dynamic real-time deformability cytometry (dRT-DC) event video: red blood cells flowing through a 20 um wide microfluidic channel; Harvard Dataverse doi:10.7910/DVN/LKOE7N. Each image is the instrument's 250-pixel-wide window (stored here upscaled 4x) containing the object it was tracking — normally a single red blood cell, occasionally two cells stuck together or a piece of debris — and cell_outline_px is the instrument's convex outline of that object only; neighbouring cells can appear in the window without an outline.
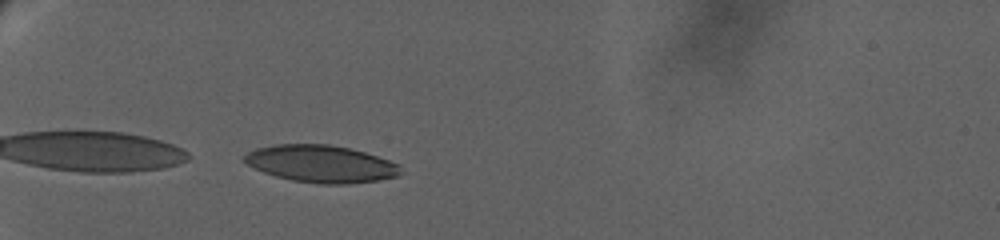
{"species": "human", "species_latin": "Homo sapiens", "temperature_condition": "warm", "stored_images_in_passage": 39, "camera_frame_rate_fps": 3000, "um_per_image_px": 0.085, "donor": {"sex": "female"}, "frame": {"image": 1, "passage_image": 1, "time_ms": 0.0, "image_size_px": [1000, 240], "cell_outline_px": [[404, 172], [396, 176], [380, 180], [348, 184], [320, 184], [292, 180], [276, 176], [264, 172], [248, 164], [244, 160], [244, 156], [248, 152], [256, 148], [276, 144], [328, 144], [348, 148], [364, 152], [400, 164]], "centroid_in_image_um": [27.32, 13.93], "position_along_channel_um": 57.7, "area_um2": 33.81}}
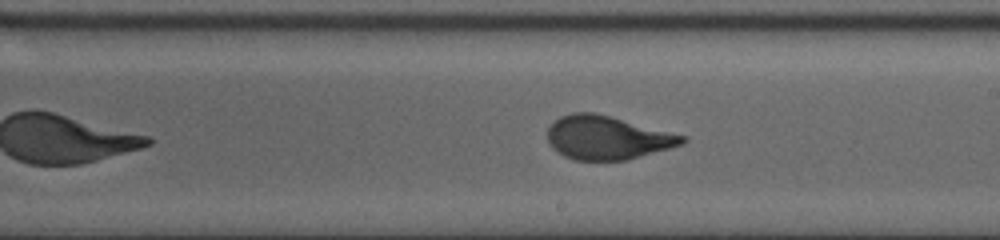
{"frame": {"image": 2, "passage_image": 20, "time_ms": 7.0, "image_size_px": [1000, 240], "cell_outline_px": [[688, 140], [684, 144], [628, 160], [576, 160], [564, 156], [552, 148], [548, 144], [548, 128], [560, 116], [572, 112], [592, 112], [688, 136]], "centroid_in_image_um": [51.63, 11.71], "position_along_channel_um": 237.4, "area_um2": 34.16}}
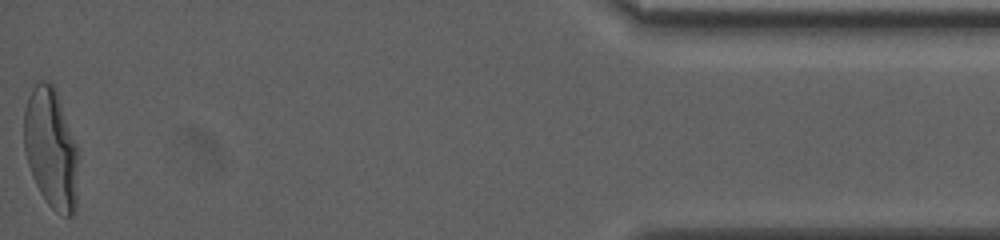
{"frame": {"image": 3, "passage_image": 39, "time_ms": 15.667, "image_size_px": [1000, 240], "cell_outline_px": [[76, 208], [72, 216], [64, 216], [56, 212], [48, 204], [40, 192], [32, 176], [28, 164], [24, 148], [24, 108], [28, 96], [36, 80], [52, 80], [56, 88], [76, 144]], "centroid_in_image_um": [4.3, 12.55], "position_along_channel_um": 430.9, "area_um2": 38.03}, "authors_computed_cell_mechanics": {"area_um2": 34.2176, "velocity_mm_per_s": 2.995, "shape_relaxation_time_tau1_ms": 5.463, "shape_relaxation_time_tau2_ms": null, "deformation_change_tau1": 0.2057, "deformation_change_tau2": null}}